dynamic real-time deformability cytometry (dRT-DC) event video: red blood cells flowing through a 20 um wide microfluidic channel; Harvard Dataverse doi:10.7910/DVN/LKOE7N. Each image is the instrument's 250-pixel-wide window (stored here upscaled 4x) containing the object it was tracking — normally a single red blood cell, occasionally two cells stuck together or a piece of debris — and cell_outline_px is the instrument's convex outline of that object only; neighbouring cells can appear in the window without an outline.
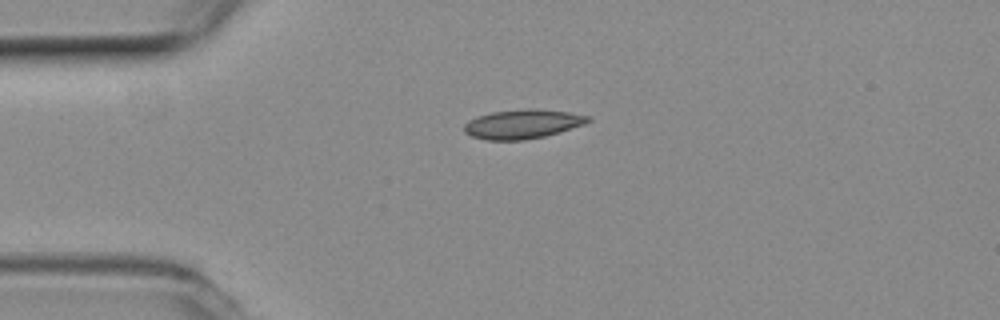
{"species": "common noctule bat (a hibernating species)", "species_latin": "Nyctalus noctula", "temperature_condition": "room temperature", "stored_images_in_passage": 36, "camera_frame_rate_fps": 3000, "um_per_image_px": 0.085, "animal": {"sex": "female", "body_mass_g": 19.3, "forearm_length_mm": 54.1}, "frame": {"image": 1, "passage_image": 1, "time_ms": 0.0, "image_size_px": [1000, 320], "cell_outline_px": [[592, 120], [584, 124], [560, 132], [544, 136], [524, 140], [484, 140], [472, 136], [464, 132], [464, 124], [468, 120], [492, 112], [528, 108], [568, 112], [592, 116]], "centroid_in_image_um": [44.43, 10.55], "position_along_channel_um": 40.6, "area_um2": 21.04}}
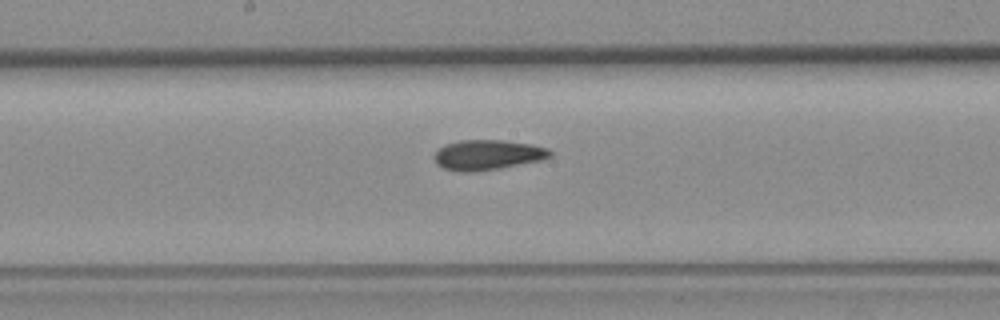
{"frame": {"image": 2, "passage_image": 16, "time_ms": 5.0, "image_size_px": [1000, 320], "cell_outline_px": [[552, 156], [540, 160], [500, 168], [476, 172], [464, 172], [444, 168], [436, 164], [436, 152], [444, 144], [460, 140], [504, 140], [532, 144], [548, 148], [552, 152]], "centroid_in_image_um": [41.47, 13.16], "position_along_channel_um": 206.7, "area_um2": 20.23}}
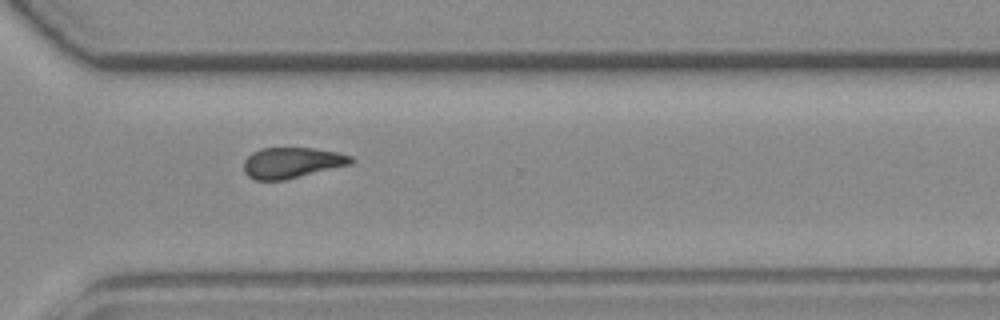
{"frame": {"image": 3, "passage_image": 27, "time_ms": 8.667, "image_size_px": [1000, 320], "cell_outline_px": [[352, 164], [284, 180], [256, 180], [248, 176], [244, 172], [244, 160], [252, 152], [260, 148], [312, 148], [336, 152], [352, 156]], "centroid_in_image_um": [24.78, 13.83], "position_along_channel_um": 345.8, "area_um2": 19.13}, "authors_computed_cell_mechanics": {"area_um2": 19.7965, "velocity_mm_per_s": 3.8022, "shape_relaxation_time_tau1_ms": null, "shape_relaxation_time_tau2_ms": 5.1105, "deformation_change_tau1": null, "deformation_change_tau2": 0.0943}}